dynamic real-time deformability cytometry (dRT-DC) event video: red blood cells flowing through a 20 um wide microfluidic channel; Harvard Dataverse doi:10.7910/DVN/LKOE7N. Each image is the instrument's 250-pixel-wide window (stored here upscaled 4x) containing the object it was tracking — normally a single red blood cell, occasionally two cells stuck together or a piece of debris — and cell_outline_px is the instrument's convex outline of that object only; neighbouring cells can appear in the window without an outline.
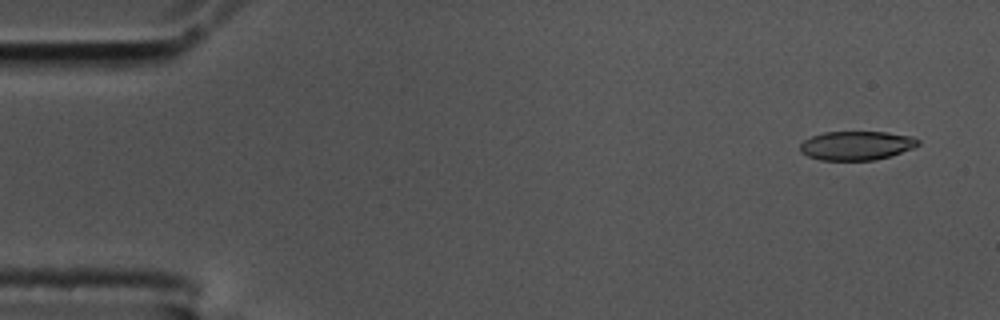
{"species": "common noctule bat (a hibernating species)", "species_latin": "Nyctalus noctula", "temperature_condition": "cold", "stored_images_in_passage": 55, "camera_frame_rate_fps": 3000, "um_per_image_px": 0.085, "animal": {"sex": "male", "body_mass_g": 17.5, "forearm_length_mm": 52.3}, "frame": {"image": 1, "passage_image": 2, "time_ms": 0.333, "image_size_px": [1000, 320], "cell_outline_px": [[920, 144], [912, 148], [892, 156], [876, 160], [820, 160], [808, 156], [800, 152], [800, 144], [804, 140], [812, 136], [824, 132], [888, 132], [912, 136], [920, 140]], "centroid_in_image_um": [72.82, 12.37], "position_along_channel_um": 12.2, "area_um2": 20.06}}
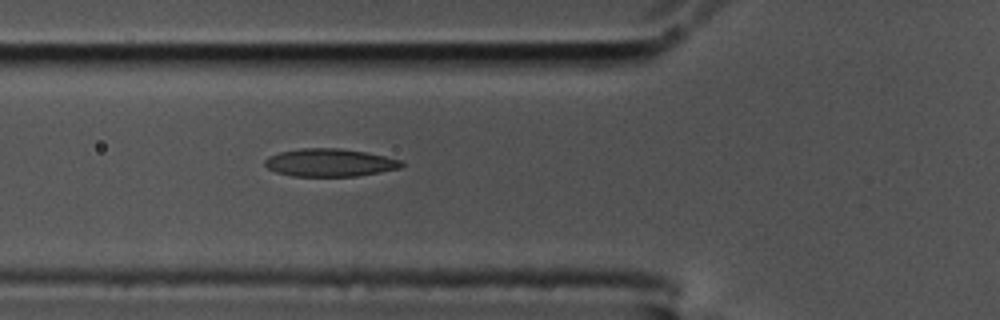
{"frame": {"image": 2, "passage_image": 19, "time_ms": 6.0, "image_size_px": [1000, 320], "cell_outline_px": [[404, 164], [400, 168], [380, 172], [356, 176], [292, 176], [276, 172], [268, 168], [264, 164], [264, 160], [268, 156], [280, 152], [300, 148], [340, 148], [364, 152], [384, 156], [400, 160]], "centroid_in_image_um": [28.0, 13.82], "position_along_channel_um": 97.8, "area_um2": 22.08}}
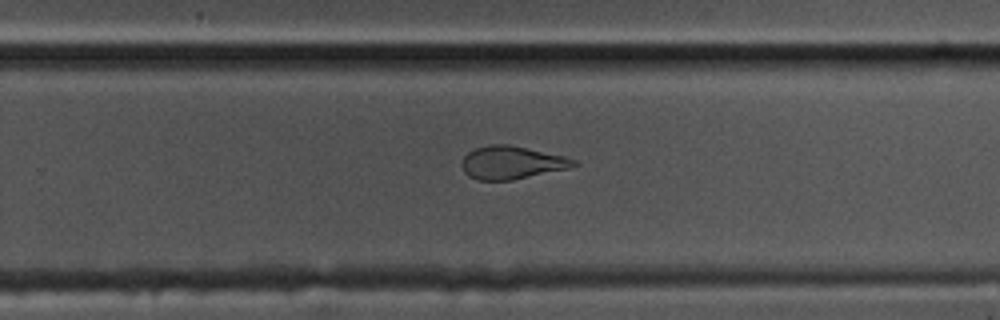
{"frame": {"image": 3, "passage_image": 35, "time_ms": 11.333, "image_size_px": [1000, 320], "cell_outline_px": [[580, 164], [572, 168], [512, 180], [476, 180], [468, 176], [464, 172], [464, 156], [468, 152], [476, 148], [488, 144], [508, 144], [564, 156], [576, 160]], "centroid_in_image_um": [43.54, 13.83], "position_along_channel_um": 286.3, "area_um2": 21.5}, "authors_computed_cell_mechanics": {"area_um2": 22.253, "velocity_mm_per_s": 3.5358, "shape_relaxation_time_tau1_ms": null, "shape_relaxation_time_tau2_ms": 2.1652, "deformation_change_tau1": null, "deformation_change_tau2": 0.0996}}